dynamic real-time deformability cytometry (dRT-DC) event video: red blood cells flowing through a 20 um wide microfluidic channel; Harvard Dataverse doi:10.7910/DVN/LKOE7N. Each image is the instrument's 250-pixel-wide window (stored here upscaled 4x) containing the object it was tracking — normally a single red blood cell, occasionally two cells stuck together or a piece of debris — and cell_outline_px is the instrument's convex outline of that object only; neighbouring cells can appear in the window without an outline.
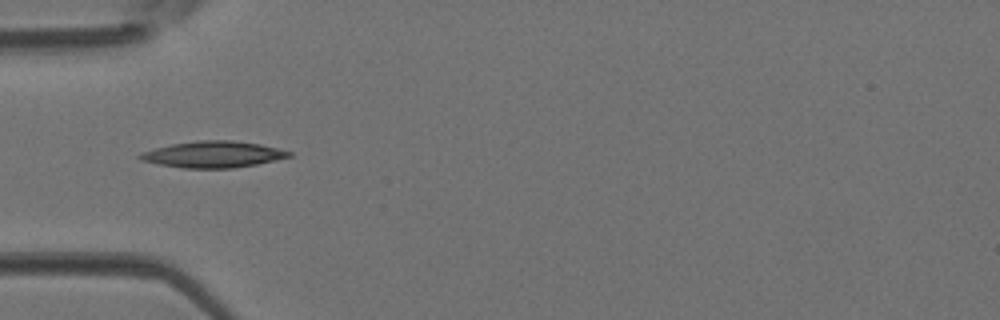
{"species": "Egyptian fruit bat (a non-hibernating species)", "species_latin": "Rousettus aegyptiacus", "temperature_condition": "room temperature", "stored_images_in_passage": 11, "camera_frame_rate_fps": 3000, "um_per_image_px": 0.085, "animal": {"sex": "female"}, "frame": {"image": 1, "passage_image": 4, "time_ms": 1.0, "image_size_px": [1000, 320], "cell_outline_px": [[292, 156], [276, 160], [256, 164], [232, 168], [184, 168], [160, 164], [140, 160], [136, 156], [140, 152], [172, 144], [196, 140], [232, 140], [260, 144], [292, 152]], "centroid_in_image_um": [18.1, 13.12], "position_along_channel_um": 66.9, "area_um2": 22.83}}
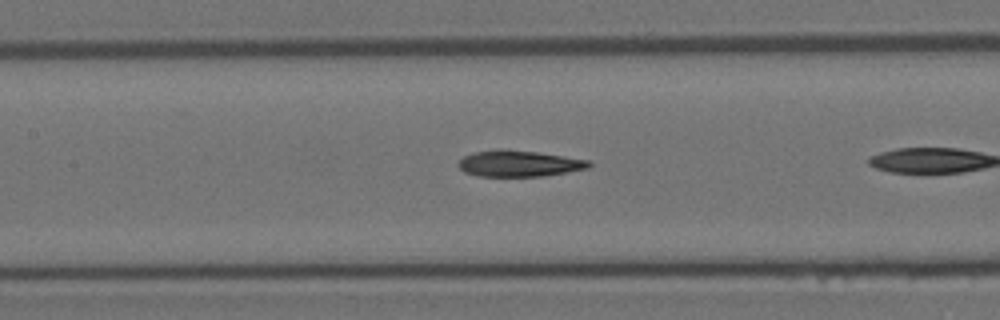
{"frame": {"image": 2, "passage_image": 8, "time_ms": 2.333, "image_size_px": [1000, 320], "cell_outline_px": [[592, 164], [588, 168], [568, 172], [540, 176], [480, 176], [464, 172], [456, 164], [464, 156], [472, 152], [496, 148], [504, 148], [536, 152], [592, 160]], "centroid_in_image_um": [44.1, 13.88], "position_along_channel_um": 163.3, "area_um2": 20.17}}